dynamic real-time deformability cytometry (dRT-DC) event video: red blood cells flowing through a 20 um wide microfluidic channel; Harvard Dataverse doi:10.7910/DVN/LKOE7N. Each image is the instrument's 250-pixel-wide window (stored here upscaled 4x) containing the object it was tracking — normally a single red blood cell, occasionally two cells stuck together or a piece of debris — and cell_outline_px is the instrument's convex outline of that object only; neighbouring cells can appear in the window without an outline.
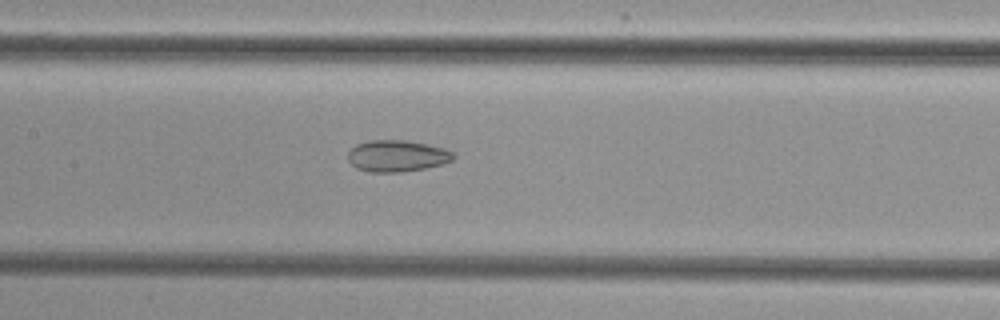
{"species": "common noctule bat (a hibernating species)", "species_latin": "Nyctalus noctula", "temperature_condition": "cold", "stored_images_in_passage": 43, "camera_frame_rate_fps": 3000, "um_per_image_px": 0.085, "animal": {"sex": "female", "body_mass_g": 29.2, "forearm_length_mm": 56.3}, "frame": {"image": 1, "passage_image": 16, "time_ms": 5.0, "image_size_px": [1000, 320], "cell_outline_px": [[456, 156], [452, 160], [440, 164], [424, 168], [404, 172], [368, 172], [356, 168], [348, 160], [348, 152], [356, 144], [368, 140], [404, 140], [428, 144], [444, 148], [452, 152]], "centroid_in_image_um": [33.72, 13.25], "position_along_channel_um": 173.7, "area_um2": 19.42}}
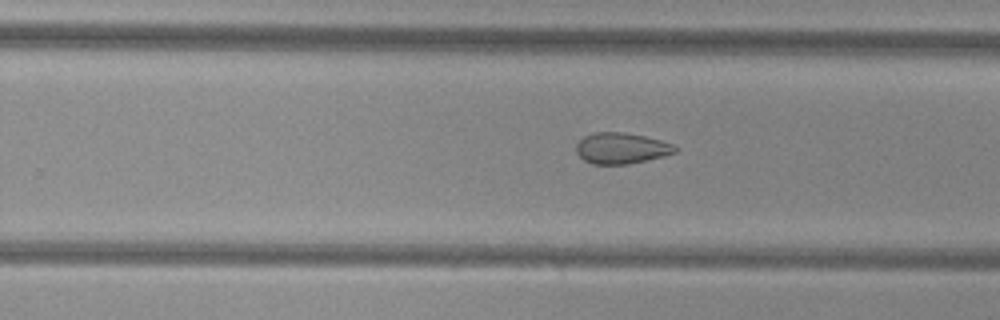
{"frame": {"image": 2, "passage_image": 24, "time_ms": 7.667, "image_size_px": [1000, 320], "cell_outline_px": [[680, 148], [676, 152], [664, 156], [648, 160], [628, 164], [592, 164], [584, 160], [576, 152], [576, 144], [584, 136], [596, 132], [624, 132], [644, 136], [676, 144]], "centroid_in_image_um": [52.86, 12.6], "position_along_channel_um": 276.9, "area_um2": 18.03}}
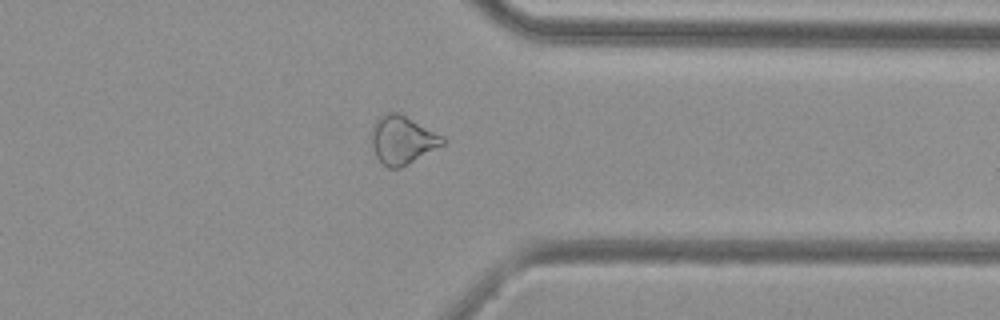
{"frame": {"image": 3, "passage_image": 32, "time_ms": 10.333, "image_size_px": [1000, 320], "cell_outline_px": [[448, 140], [444, 144], [408, 164], [400, 168], [388, 168], [376, 156], [372, 144], [372, 128], [376, 120], [380, 116], [388, 112], [400, 112], [444, 136]], "centroid_in_image_um": [34.23, 11.87], "position_along_channel_um": 377.2, "area_um2": 20.0}}